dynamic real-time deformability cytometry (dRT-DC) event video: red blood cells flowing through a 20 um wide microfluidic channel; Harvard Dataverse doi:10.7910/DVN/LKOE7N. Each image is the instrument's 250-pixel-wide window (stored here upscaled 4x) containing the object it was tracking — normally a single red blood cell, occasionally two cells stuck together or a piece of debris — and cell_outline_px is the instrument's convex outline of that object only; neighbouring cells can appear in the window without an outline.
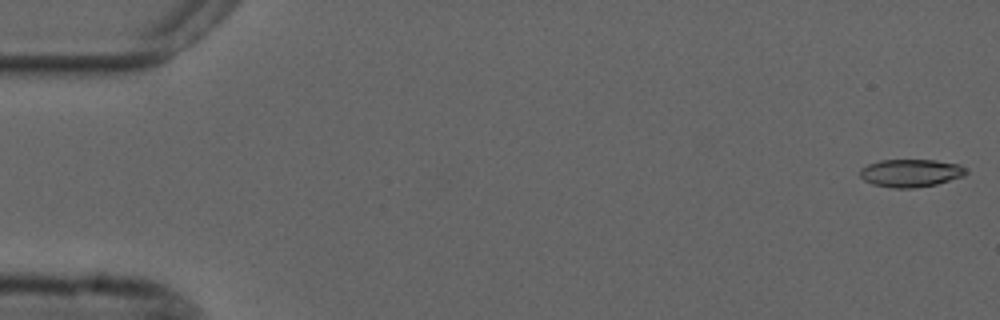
{"species": "common noctule bat (a hibernating species)", "species_latin": "Nyctalus noctula", "temperature_condition": "cold", "stored_images_in_passage": 55, "camera_frame_rate_fps": 3000, "um_per_image_px": 0.085, "animal": {"sex": "male", "forearm_length_mm": 52.5}, "frame": {"image": 1, "passage_image": 1, "time_ms": 0.0, "image_size_px": [1000, 320], "cell_outline_px": [[968, 172], [964, 176], [936, 184], [916, 188], [892, 188], [872, 184], [864, 180], [860, 176], [860, 168], [868, 164], [880, 160], [936, 160], [960, 164], [968, 168]], "centroid_in_image_um": [77.44, 14.7], "position_along_channel_um": 7.6, "area_um2": 17.4}}
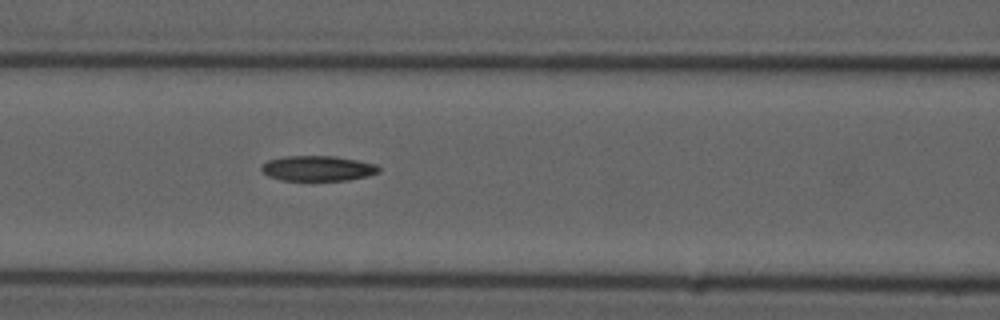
{"frame": {"image": 2, "passage_image": 23, "time_ms": 7.333, "image_size_px": [1000, 320], "cell_outline_px": [[380, 172], [368, 176], [348, 180], [280, 180], [268, 176], [260, 168], [268, 160], [284, 156], [336, 156], [376, 164], [380, 168]], "centroid_in_image_um": [27.03, 14.31], "position_along_channel_um": 139.6, "area_um2": 17.22}}
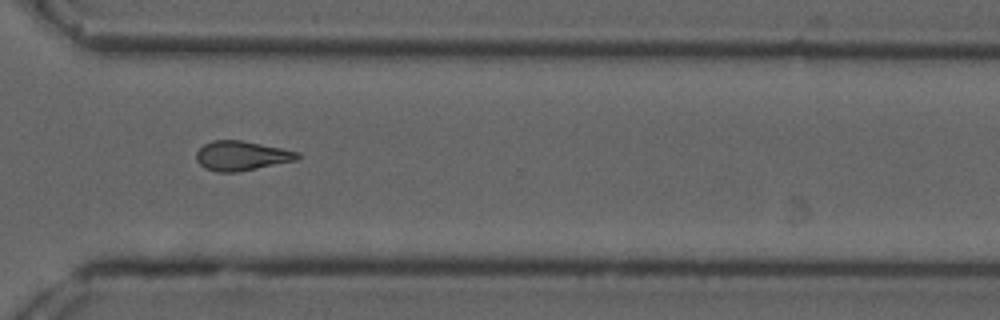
{"frame": {"image": 3, "passage_image": 40, "time_ms": 13.0, "image_size_px": [1000, 320], "cell_outline_px": [[300, 156], [296, 160], [236, 172], [216, 172], [204, 168], [196, 160], [196, 152], [204, 144], [212, 140], [240, 140], [284, 148], [300, 152]], "centroid_in_image_um": [20.52, 13.23], "position_along_channel_um": 350.1, "area_um2": 17.4}}